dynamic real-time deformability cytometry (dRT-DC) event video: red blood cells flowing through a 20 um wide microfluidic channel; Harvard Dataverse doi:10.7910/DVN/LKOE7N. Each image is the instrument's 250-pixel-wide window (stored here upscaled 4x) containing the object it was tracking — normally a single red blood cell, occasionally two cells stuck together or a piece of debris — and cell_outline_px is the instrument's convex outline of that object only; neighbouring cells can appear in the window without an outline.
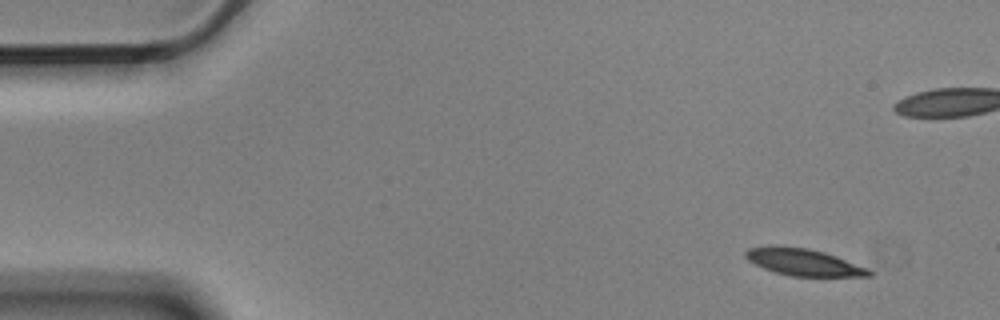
{"species": "Egyptian fruit bat (a non-hibernating species)", "species_latin": "Rousettus aegyptiacus", "temperature_condition": "cold", "stored_images_in_passage": 5, "camera_frame_rate_fps": 3000, "um_per_image_px": 0.085, "animal": {"sex": "male"}, "frame": {"image": 1, "passage_image": 1, "time_ms": 0.0, "image_size_px": [1000, 320], "cell_outline_px": [[872, 276], [792, 276], [776, 272], [764, 268], [748, 260], [744, 256], [744, 252], [748, 248], [772, 244], [776, 244], [808, 248], [824, 252], [836, 256], [868, 268], [872, 272]], "centroid_in_image_um": [68.26, 22.25], "position_along_channel_um": 16.7, "area_um2": 19.48}}